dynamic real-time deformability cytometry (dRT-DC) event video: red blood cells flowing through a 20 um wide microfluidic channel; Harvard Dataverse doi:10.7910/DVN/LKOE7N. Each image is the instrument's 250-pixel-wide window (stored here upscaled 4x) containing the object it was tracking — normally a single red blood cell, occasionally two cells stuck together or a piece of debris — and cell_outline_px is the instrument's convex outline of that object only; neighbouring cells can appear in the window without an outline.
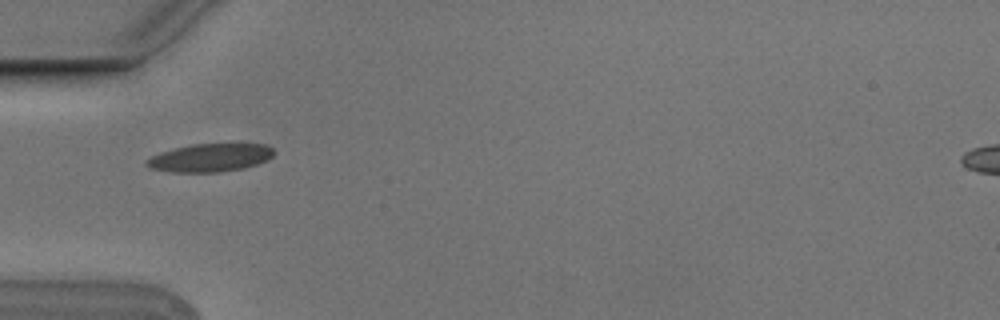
{"species": "Egyptian fruit bat (a non-hibernating species)", "species_latin": "Rousettus aegyptiacus", "temperature_condition": "cold", "stored_images_in_passage": 10, "camera_frame_rate_fps": 3000, "um_per_image_px": 0.085, "animal": {"sex": "male"}, "frame": {"image": 1, "passage_image": 5, "time_ms": 1.333, "image_size_px": [1000, 320], "cell_outline_px": [[276, 152], [268, 160], [244, 168], [216, 172], [168, 172], [148, 168], [144, 164], [144, 160], [160, 152], [192, 144], [264, 144], [272, 148]], "centroid_in_image_um": [17.82, 13.41], "position_along_channel_um": 67.2, "area_um2": 20.92}}
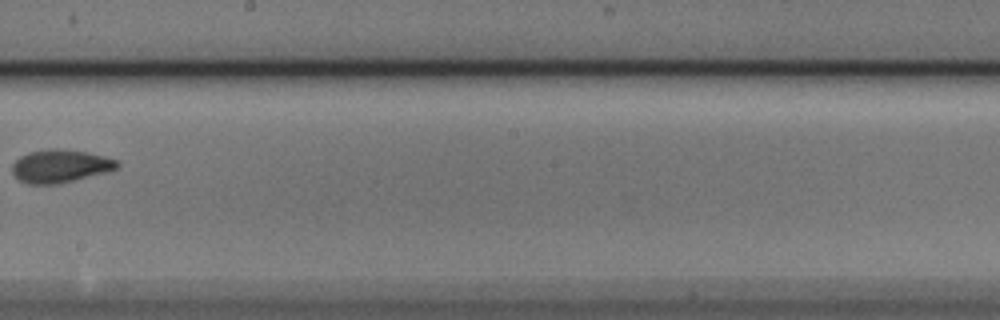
{"frame": {"image": 2, "passage_image": 9, "time_ms": 2.667, "image_size_px": [1000, 320], "cell_outline_px": [[120, 168], [108, 172], [60, 184], [28, 184], [20, 180], [12, 172], [12, 164], [20, 156], [28, 152], [48, 148], [56, 148], [88, 152], [120, 160]], "centroid_in_image_um": [5.17, 14.11], "position_along_channel_um": 243.0, "area_um2": 20.58}}
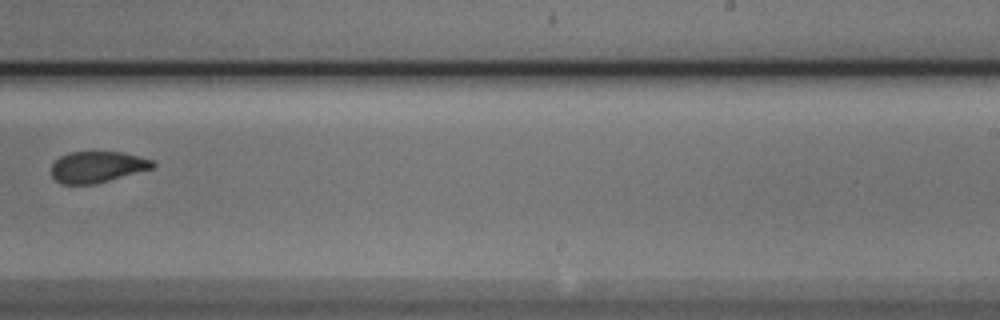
{"frame": {"image": 3, "passage_image": 10, "time_ms": 3.0, "image_size_px": [1000, 320], "cell_outline_px": [[156, 164], [152, 168], [96, 184], [60, 184], [52, 176], [52, 164], [60, 156], [68, 152], [124, 152], [152, 160]], "centroid_in_image_um": [8.25, 14.19], "position_along_channel_um": 280.8, "area_um2": 18.38}}